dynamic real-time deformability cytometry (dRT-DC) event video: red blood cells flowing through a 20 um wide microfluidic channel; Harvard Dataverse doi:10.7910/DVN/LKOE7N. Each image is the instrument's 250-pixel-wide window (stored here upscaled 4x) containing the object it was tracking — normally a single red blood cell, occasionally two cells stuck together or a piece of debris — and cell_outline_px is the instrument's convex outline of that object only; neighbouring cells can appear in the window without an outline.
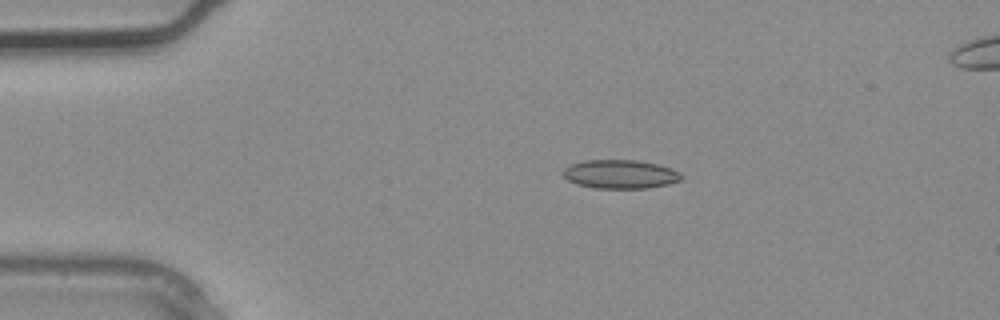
{"species": "common noctule bat (a hibernating species)", "species_latin": "Nyctalus noctula", "temperature_condition": "warm", "stored_images_in_passage": 2, "camera_frame_rate_fps": 3000, "um_per_image_px": 0.085, "animal": {"sex": "male", "body_mass_g": 20.4}, "frame": {"image": 1, "passage_image": 1, "time_ms": 0.0, "image_size_px": [1000, 320], "cell_outline_px": [[684, 176], [680, 180], [668, 184], [648, 188], [596, 188], [576, 184], [568, 180], [560, 172], [564, 168], [572, 164], [584, 160], [636, 160], [656, 164], [680, 172]], "centroid_in_image_um": [52.69, 14.81], "position_along_channel_um": 32.3, "area_um2": 19.77}}